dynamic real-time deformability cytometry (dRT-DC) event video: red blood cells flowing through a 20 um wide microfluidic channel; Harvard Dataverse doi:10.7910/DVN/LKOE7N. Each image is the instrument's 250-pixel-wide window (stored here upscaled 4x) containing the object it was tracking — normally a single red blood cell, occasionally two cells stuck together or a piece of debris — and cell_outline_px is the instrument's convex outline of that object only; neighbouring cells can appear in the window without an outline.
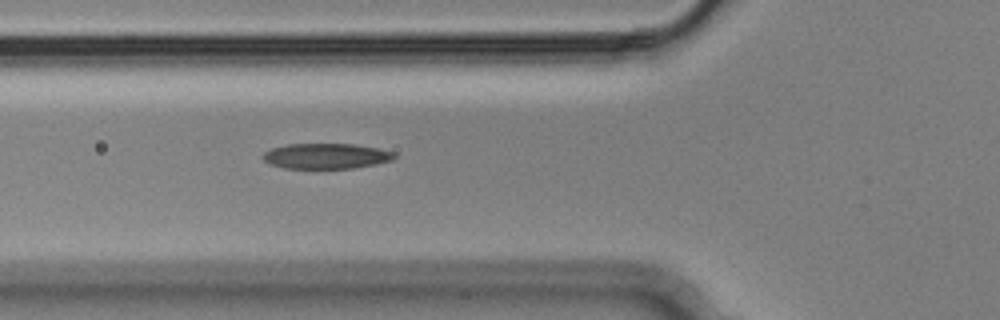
{"species": "Egyptian fruit bat (a non-hibernating species)", "species_latin": "Rousettus aegyptiacus", "temperature_condition": "cold", "stored_images_in_passage": 4, "camera_frame_rate_fps": 3000, "um_per_image_px": 0.085, "animal": {"sex": "male"}, "frame": {"image": 1, "passage_image": 4, "time_ms": 1.0, "image_size_px": [1000, 320], "cell_outline_px": [[396, 156], [392, 160], [352, 168], [284, 168], [272, 164], [264, 160], [260, 156], [264, 152], [272, 148], [288, 144], [356, 144], [380, 148], [396, 152]], "centroid_in_image_um": [27.73, 13.25], "position_along_channel_um": 98.1, "area_um2": 19.42}}